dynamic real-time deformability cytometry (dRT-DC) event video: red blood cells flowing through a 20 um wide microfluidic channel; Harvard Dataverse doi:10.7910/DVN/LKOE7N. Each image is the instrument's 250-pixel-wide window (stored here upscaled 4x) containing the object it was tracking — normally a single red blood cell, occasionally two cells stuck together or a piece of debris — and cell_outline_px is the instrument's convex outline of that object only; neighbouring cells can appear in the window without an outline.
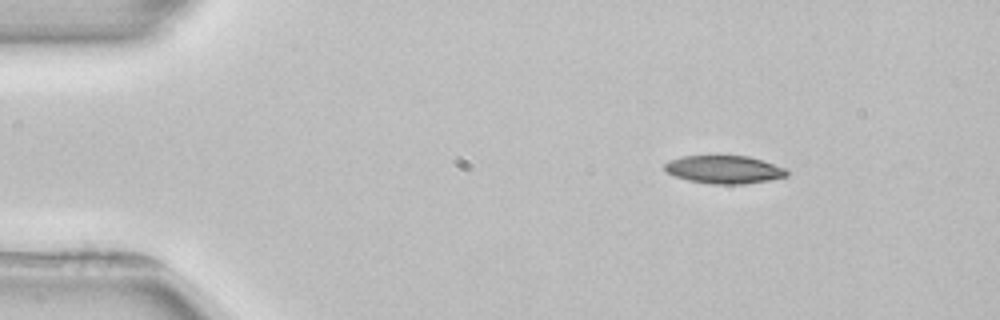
{"species": "common noctule bat (a hibernating species)", "species_latin": "Nyctalus noctula", "temperature_condition": "room temperature", "stored_images_in_passage": 3, "camera_frame_rate_fps": 3000, "um_per_image_px": 0.085, "animal": {"sex": "female", "body_mass_g": 22.7, "forearm_length_mm": 54.2}, "frame": {"image": 1, "passage_image": 1, "time_ms": 0.0, "image_size_px": [1000, 320], "cell_outline_px": [[788, 176], [768, 180], [744, 184], [712, 184], [688, 180], [676, 176], [668, 172], [664, 168], [664, 164], [668, 160], [680, 156], [748, 156], [788, 168]], "centroid_in_image_um": [61.57, 14.41], "position_along_channel_um": 23.4, "area_um2": 19.94}}
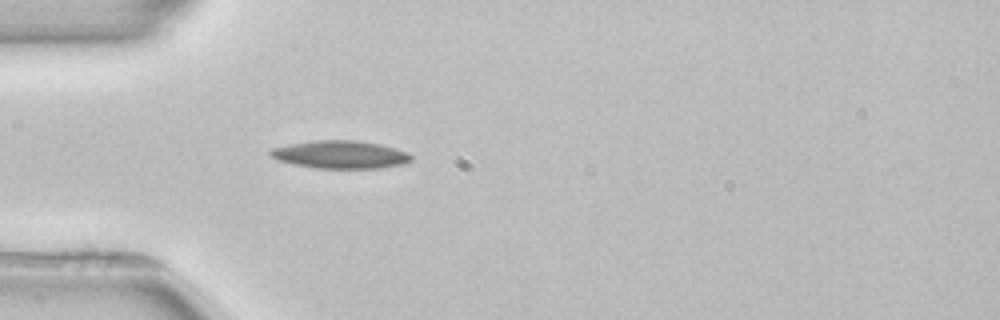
{"frame": {"image": 2, "passage_image": 3, "time_ms": 2.667, "image_size_px": [1000, 320], "cell_outline_px": [[412, 160], [400, 164], [380, 168], [316, 168], [292, 164], [276, 160], [268, 156], [268, 152], [272, 148], [292, 144], [316, 140], [356, 140], [380, 144], [408, 152], [412, 156]], "centroid_in_image_um": [28.89, 13.14], "position_along_channel_um": 56.1, "area_um2": 22.83}}